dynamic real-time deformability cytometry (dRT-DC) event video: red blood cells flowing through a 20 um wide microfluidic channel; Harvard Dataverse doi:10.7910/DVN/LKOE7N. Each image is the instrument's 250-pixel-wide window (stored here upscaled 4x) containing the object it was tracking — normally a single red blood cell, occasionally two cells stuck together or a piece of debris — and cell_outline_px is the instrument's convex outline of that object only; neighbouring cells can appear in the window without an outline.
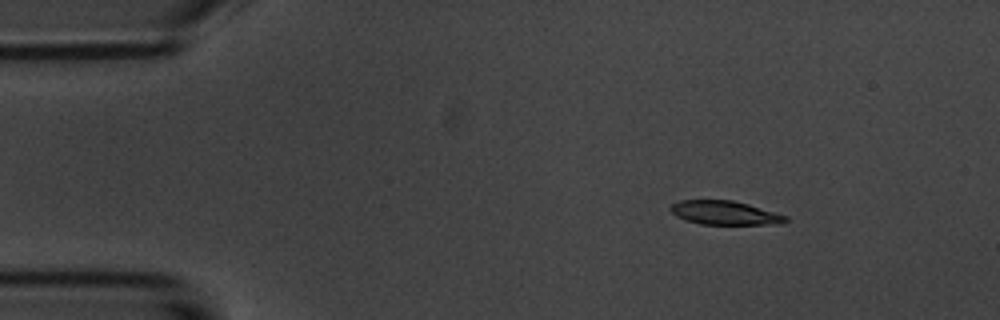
{"species": "common noctule bat (a hibernating species)", "species_latin": "Nyctalus noctula", "temperature_condition": "room temperature", "stored_images_in_passage": 4, "camera_frame_rate_fps": 3000, "um_per_image_px": 0.085, "animal": {"sex": "male", "body_mass_g": 20.1, "forearm_length_mm": 53.5}, "frame": {"image": 1, "passage_image": 1, "time_ms": 0.0, "image_size_px": [1000, 320], "cell_outline_px": [[788, 220], [784, 224], [700, 224], [684, 220], [676, 216], [668, 208], [672, 204], [680, 200], [732, 200], [748, 204], [788, 216]], "centroid_in_image_um": [61.6, 18.09], "position_along_channel_um": 23.4, "area_um2": 16.07}}
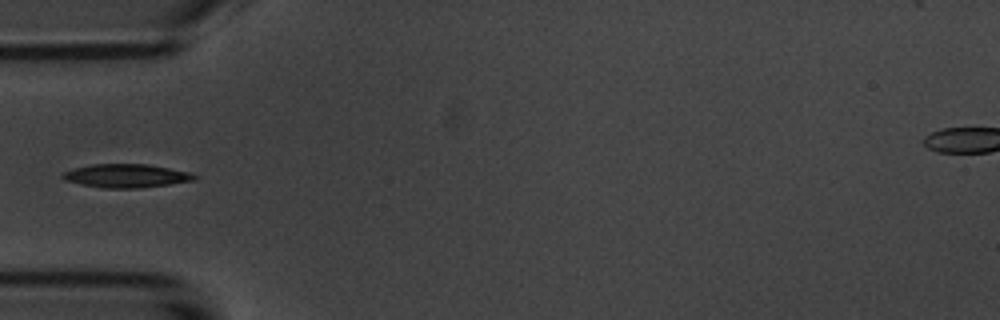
{"frame": {"image": 2, "passage_image": 4, "time_ms": 3.333, "image_size_px": [1000, 320], "cell_outline_px": [[200, 176], [196, 180], [168, 184], [136, 188], [104, 188], [64, 180], [60, 176], [64, 172], [76, 168], [92, 164], [148, 164], [192, 172]], "centroid_in_image_um": [10.8, 14.93], "position_along_channel_um": 74.2, "area_um2": 17.98}}